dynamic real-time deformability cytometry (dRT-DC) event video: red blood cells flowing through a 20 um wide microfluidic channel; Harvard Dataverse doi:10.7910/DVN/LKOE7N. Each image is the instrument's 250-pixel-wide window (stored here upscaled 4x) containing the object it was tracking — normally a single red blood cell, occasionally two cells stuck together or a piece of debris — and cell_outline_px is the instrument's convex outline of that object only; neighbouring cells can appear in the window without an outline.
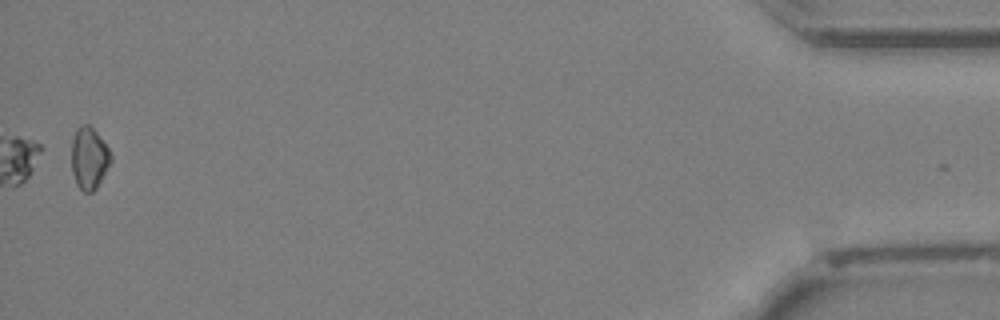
{"species": "Egyptian fruit bat (a non-hibernating species)", "species_latin": "Rousettus aegyptiacus", "temperature_condition": "cold", "stored_images_in_passage": 34, "camera_frame_rate_fps": 3000, "um_per_image_px": 0.085, "animal": {"sex": "female"}, "frame": {"image": 1, "passage_image": 34, "time_ms": 11.0, "image_size_px": [1000, 320], "cell_outline_px": [[112, 160], [96, 188], [92, 192], [84, 192], [76, 184], [72, 172], [72, 140], [76, 128], [80, 124], [88, 124], [96, 132], [108, 148], [112, 156]], "centroid_in_image_um": [7.56, 13.43], "position_along_channel_um": 427.6, "area_um2": 14.1}}